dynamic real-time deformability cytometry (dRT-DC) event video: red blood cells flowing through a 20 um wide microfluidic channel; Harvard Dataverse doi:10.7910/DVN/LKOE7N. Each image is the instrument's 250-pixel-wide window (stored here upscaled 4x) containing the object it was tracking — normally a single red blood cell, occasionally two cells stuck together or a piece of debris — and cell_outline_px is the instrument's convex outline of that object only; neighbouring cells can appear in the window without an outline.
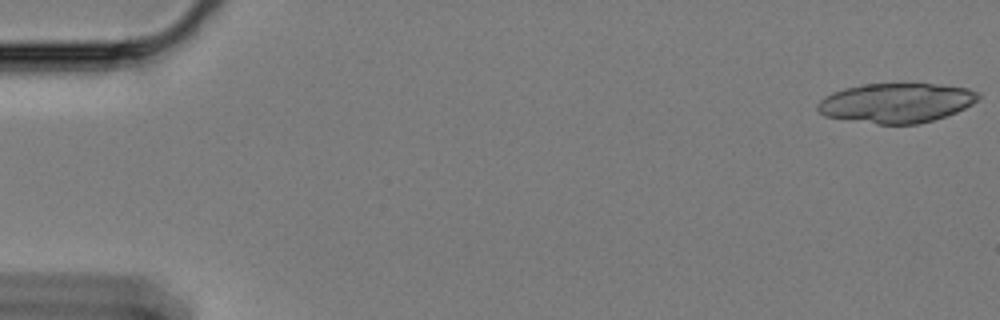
{"species": "Egyptian fruit bat (a non-hibernating species)", "species_latin": "Rousettus aegyptiacus", "temperature_condition": "cold", "stored_images_in_passage": 20, "camera_frame_rate_fps": 3000, "um_per_image_px": 0.085, "animal": {"sex": "female"}, "frame": {"image": 1, "passage_image": 1, "time_ms": 0.0, "image_size_px": [1000, 320], "cell_outline_px": [[980, 96], [972, 104], [956, 112], [932, 120], [916, 124], [880, 124], [824, 116], [816, 108], [816, 104], [824, 96], [832, 92], [844, 88], [860, 84], [936, 84], [968, 88], [980, 92]], "centroid_in_image_um": [76.16, 8.73], "position_along_channel_um": 8.8, "area_um2": 36.99}}